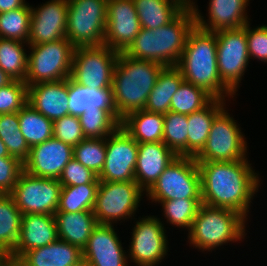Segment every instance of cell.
I'll list each match as a JSON object with an SVG mask.
<instances>
[{
  "mask_svg": "<svg viewBox=\"0 0 267 266\" xmlns=\"http://www.w3.org/2000/svg\"><path fill=\"white\" fill-rule=\"evenodd\" d=\"M195 25L193 9L187 6L165 26L154 30L141 27L135 40L124 53L134 59L150 60L163 66H177L189 32Z\"/></svg>",
  "mask_w": 267,
  "mask_h": 266,
  "instance_id": "cell-3",
  "label": "cell"
},
{
  "mask_svg": "<svg viewBox=\"0 0 267 266\" xmlns=\"http://www.w3.org/2000/svg\"><path fill=\"white\" fill-rule=\"evenodd\" d=\"M213 99L202 88L183 81L171 99L170 111L183 115L192 114L207 106Z\"/></svg>",
  "mask_w": 267,
  "mask_h": 266,
  "instance_id": "cell-36",
  "label": "cell"
},
{
  "mask_svg": "<svg viewBox=\"0 0 267 266\" xmlns=\"http://www.w3.org/2000/svg\"><path fill=\"white\" fill-rule=\"evenodd\" d=\"M184 2L187 6H191L193 4V0H181Z\"/></svg>",
  "mask_w": 267,
  "mask_h": 266,
  "instance_id": "cell-53",
  "label": "cell"
},
{
  "mask_svg": "<svg viewBox=\"0 0 267 266\" xmlns=\"http://www.w3.org/2000/svg\"><path fill=\"white\" fill-rule=\"evenodd\" d=\"M250 0H209L208 17L205 20L198 5H191L195 14L196 26L200 29L217 32L225 29L244 27L248 22L246 7Z\"/></svg>",
  "mask_w": 267,
  "mask_h": 266,
  "instance_id": "cell-20",
  "label": "cell"
},
{
  "mask_svg": "<svg viewBox=\"0 0 267 266\" xmlns=\"http://www.w3.org/2000/svg\"><path fill=\"white\" fill-rule=\"evenodd\" d=\"M176 157L163 142L138 144L135 182L147 192Z\"/></svg>",
  "mask_w": 267,
  "mask_h": 266,
  "instance_id": "cell-23",
  "label": "cell"
},
{
  "mask_svg": "<svg viewBox=\"0 0 267 266\" xmlns=\"http://www.w3.org/2000/svg\"><path fill=\"white\" fill-rule=\"evenodd\" d=\"M250 24V21L246 24L249 59L254 58L267 63V25L252 28Z\"/></svg>",
  "mask_w": 267,
  "mask_h": 266,
  "instance_id": "cell-46",
  "label": "cell"
},
{
  "mask_svg": "<svg viewBox=\"0 0 267 266\" xmlns=\"http://www.w3.org/2000/svg\"><path fill=\"white\" fill-rule=\"evenodd\" d=\"M99 183L62 186L56 212L93 211Z\"/></svg>",
  "mask_w": 267,
  "mask_h": 266,
  "instance_id": "cell-35",
  "label": "cell"
},
{
  "mask_svg": "<svg viewBox=\"0 0 267 266\" xmlns=\"http://www.w3.org/2000/svg\"><path fill=\"white\" fill-rule=\"evenodd\" d=\"M246 221L234 210L201 204L187 238L193 248L212 252L223 244L245 239Z\"/></svg>",
  "mask_w": 267,
  "mask_h": 266,
  "instance_id": "cell-5",
  "label": "cell"
},
{
  "mask_svg": "<svg viewBox=\"0 0 267 266\" xmlns=\"http://www.w3.org/2000/svg\"><path fill=\"white\" fill-rule=\"evenodd\" d=\"M53 137L72 147L84 140L79 116L68 114L53 121Z\"/></svg>",
  "mask_w": 267,
  "mask_h": 266,
  "instance_id": "cell-43",
  "label": "cell"
},
{
  "mask_svg": "<svg viewBox=\"0 0 267 266\" xmlns=\"http://www.w3.org/2000/svg\"><path fill=\"white\" fill-rule=\"evenodd\" d=\"M28 103V86L24 81L12 80L0 87V114L19 112Z\"/></svg>",
  "mask_w": 267,
  "mask_h": 266,
  "instance_id": "cell-42",
  "label": "cell"
},
{
  "mask_svg": "<svg viewBox=\"0 0 267 266\" xmlns=\"http://www.w3.org/2000/svg\"><path fill=\"white\" fill-rule=\"evenodd\" d=\"M62 186H78L86 183H100L98 175L82 165L74 157L64 167L58 179Z\"/></svg>",
  "mask_w": 267,
  "mask_h": 266,
  "instance_id": "cell-44",
  "label": "cell"
},
{
  "mask_svg": "<svg viewBox=\"0 0 267 266\" xmlns=\"http://www.w3.org/2000/svg\"><path fill=\"white\" fill-rule=\"evenodd\" d=\"M61 189L58 179L33 176L23 170L10 195L22 214L54 215Z\"/></svg>",
  "mask_w": 267,
  "mask_h": 266,
  "instance_id": "cell-12",
  "label": "cell"
},
{
  "mask_svg": "<svg viewBox=\"0 0 267 266\" xmlns=\"http://www.w3.org/2000/svg\"><path fill=\"white\" fill-rule=\"evenodd\" d=\"M8 156H10V155H9L8 150H7V147L0 139V157H8Z\"/></svg>",
  "mask_w": 267,
  "mask_h": 266,
  "instance_id": "cell-49",
  "label": "cell"
},
{
  "mask_svg": "<svg viewBox=\"0 0 267 266\" xmlns=\"http://www.w3.org/2000/svg\"><path fill=\"white\" fill-rule=\"evenodd\" d=\"M68 105L70 114L75 116H80L91 107L116 110L112 88L90 89L76 84L71 78H69Z\"/></svg>",
  "mask_w": 267,
  "mask_h": 266,
  "instance_id": "cell-30",
  "label": "cell"
},
{
  "mask_svg": "<svg viewBox=\"0 0 267 266\" xmlns=\"http://www.w3.org/2000/svg\"><path fill=\"white\" fill-rule=\"evenodd\" d=\"M1 266H20L18 260L9 258L3 265Z\"/></svg>",
  "mask_w": 267,
  "mask_h": 266,
  "instance_id": "cell-51",
  "label": "cell"
},
{
  "mask_svg": "<svg viewBox=\"0 0 267 266\" xmlns=\"http://www.w3.org/2000/svg\"><path fill=\"white\" fill-rule=\"evenodd\" d=\"M120 126L138 143L163 142V114L144 109L127 114Z\"/></svg>",
  "mask_w": 267,
  "mask_h": 266,
  "instance_id": "cell-27",
  "label": "cell"
},
{
  "mask_svg": "<svg viewBox=\"0 0 267 266\" xmlns=\"http://www.w3.org/2000/svg\"><path fill=\"white\" fill-rule=\"evenodd\" d=\"M83 260L82 250L63 240L26 251L19 259L20 266H73Z\"/></svg>",
  "mask_w": 267,
  "mask_h": 266,
  "instance_id": "cell-24",
  "label": "cell"
},
{
  "mask_svg": "<svg viewBox=\"0 0 267 266\" xmlns=\"http://www.w3.org/2000/svg\"><path fill=\"white\" fill-rule=\"evenodd\" d=\"M58 239L54 215L22 214L19 239L9 258L18 260L26 251L49 245Z\"/></svg>",
  "mask_w": 267,
  "mask_h": 266,
  "instance_id": "cell-21",
  "label": "cell"
},
{
  "mask_svg": "<svg viewBox=\"0 0 267 266\" xmlns=\"http://www.w3.org/2000/svg\"><path fill=\"white\" fill-rule=\"evenodd\" d=\"M138 143L119 126L106 137V159L100 181H135Z\"/></svg>",
  "mask_w": 267,
  "mask_h": 266,
  "instance_id": "cell-15",
  "label": "cell"
},
{
  "mask_svg": "<svg viewBox=\"0 0 267 266\" xmlns=\"http://www.w3.org/2000/svg\"><path fill=\"white\" fill-rule=\"evenodd\" d=\"M22 213L10 194L0 195V248L8 255L20 235Z\"/></svg>",
  "mask_w": 267,
  "mask_h": 266,
  "instance_id": "cell-31",
  "label": "cell"
},
{
  "mask_svg": "<svg viewBox=\"0 0 267 266\" xmlns=\"http://www.w3.org/2000/svg\"><path fill=\"white\" fill-rule=\"evenodd\" d=\"M128 258L136 266H156L168 251V237L164 222L156 216H145L136 221L132 230Z\"/></svg>",
  "mask_w": 267,
  "mask_h": 266,
  "instance_id": "cell-14",
  "label": "cell"
},
{
  "mask_svg": "<svg viewBox=\"0 0 267 266\" xmlns=\"http://www.w3.org/2000/svg\"><path fill=\"white\" fill-rule=\"evenodd\" d=\"M160 204L167 223L189 231L202 199H172L162 201Z\"/></svg>",
  "mask_w": 267,
  "mask_h": 266,
  "instance_id": "cell-40",
  "label": "cell"
},
{
  "mask_svg": "<svg viewBox=\"0 0 267 266\" xmlns=\"http://www.w3.org/2000/svg\"><path fill=\"white\" fill-rule=\"evenodd\" d=\"M27 86L70 78L75 46L66 38L28 45Z\"/></svg>",
  "mask_w": 267,
  "mask_h": 266,
  "instance_id": "cell-6",
  "label": "cell"
},
{
  "mask_svg": "<svg viewBox=\"0 0 267 266\" xmlns=\"http://www.w3.org/2000/svg\"><path fill=\"white\" fill-rule=\"evenodd\" d=\"M20 131L31 148L53 137V121L28 103L18 112Z\"/></svg>",
  "mask_w": 267,
  "mask_h": 266,
  "instance_id": "cell-32",
  "label": "cell"
},
{
  "mask_svg": "<svg viewBox=\"0 0 267 266\" xmlns=\"http://www.w3.org/2000/svg\"><path fill=\"white\" fill-rule=\"evenodd\" d=\"M31 5L0 13V38L28 43Z\"/></svg>",
  "mask_w": 267,
  "mask_h": 266,
  "instance_id": "cell-39",
  "label": "cell"
},
{
  "mask_svg": "<svg viewBox=\"0 0 267 266\" xmlns=\"http://www.w3.org/2000/svg\"><path fill=\"white\" fill-rule=\"evenodd\" d=\"M86 138H106L121 124L116 110H102L91 107L79 116Z\"/></svg>",
  "mask_w": 267,
  "mask_h": 266,
  "instance_id": "cell-34",
  "label": "cell"
},
{
  "mask_svg": "<svg viewBox=\"0 0 267 266\" xmlns=\"http://www.w3.org/2000/svg\"><path fill=\"white\" fill-rule=\"evenodd\" d=\"M226 100L213 99L199 111L187 115V157H196L205 147L215 116L226 106Z\"/></svg>",
  "mask_w": 267,
  "mask_h": 266,
  "instance_id": "cell-26",
  "label": "cell"
},
{
  "mask_svg": "<svg viewBox=\"0 0 267 266\" xmlns=\"http://www.w3.org/2000/svg\"><path fill=\"white\" fill-rule=\"evenodd\" d=\"M163 117V143L167 145L177 156L187 157V115L169 111L164 114Z\"/></svg>",
  "mask_w": 267,
  "mask_h": 266,
  "instance_id": "cell-38",
  "label": "cell"
},
{
  "mask_svg": "<svg viewBox=\"0 0 267 266\" xmlns=\"http://www.w3.org/2000/svg\"><path fill=\"white\" fill-rule=\"evenodd\" d=\"M74 158L99 175L106 159V138H85L73 147Z\"/></svg>",
  "mask_w": 267,
  "mask_h": 266,
  "instance_id": "cell-41",
  "label": "cell"
},
{
  "mask_svg": "<svg viewBox=\"0 0 267 266\" xmlns=\"http://www.w3.org/2000/svg\"><path fill=\"white\" fill-rule=\"evenodd\" d=\"M68 0H50L39 7L31 6L28 45L66 38Z\"/></svg>",
  "mask_w": 267,
  "mask_h": 266,
  "instance_id": "cell-17",
  "label": "cell"
},
{
  "mask_svg": "<svg viewBox=\"0 0 267 266\" xmlns=\"http://www.w3.org/2000/svg\"><path fill=\"white\" fill-rule=\"evenodd\" d=\"M224 107L214 118L205 147L195 157L196 161H237L247 158V142Z\"/></svg>",
  "mask_w": 267,
  "mask_h": 266,
  "instance_id": "cell-11",
  "label": "cell"
},
{
  "mask_svg": "<svg viewBox=\"0 0 267 266\" xmlns=\"http://www.w3.org/2000/svg\"><path fill=\"white\" fill-rule=\"evenodd\" d=\"M27 5L25 0H0V13L15 10Z\"/></svg>",
  "mask_w": 267,
  "mask_h": 266,
  "instance_id": "cell-47",
  "label": "cell"
},
{
  "mask_svg": "<svg viewBox=\"0 0 267 266\" xmlns=\"http://www.w3.org/2000/svg\"><path fill=\"white\" fill-rule=\"evenodd\" d=\"M58 238L83 250L98 225L93 211L56 212Z\"/></svg>",
  "mask_w": 267,
  "mask_h": 266,
  "instance_id": "cell-25",
  "label": "cell"
},
{
  "mask_svg": "<svg viewBox=\"0 0 267 266\" xmlns=\"http://www.w3.org/2000/svg\"><path fill=\"white\" fill-rule=\"evenodd\" d=\"M68 96L69 78L28 86V104L52 121L70 114Z\"/></svg>",
  "mask_w": 267,
  "mask_h": 266,
  "instance_id": "cell-22",
  "label": "cell"
},
{
  "mask_svg": "<svg viewBox=\"0 0 267 266\" xmlns=\"http://www.w3.org/2000/svg\"><path fill=\"white\" fill-rule=\"evenodd\" d=\"M201 176L202 204L234 210L246 219L260 186L259 173L248 158L237 161H196Z\"/></svg>",
  "mask_w": 267,
  "mask_h": 266,
  "instance_id": "cell-1",
  "label": "cell"
},
{
  "mask_svg": "<svg viewBox=\"0 0 267 266\" xmlns=\"http://www.w3.org/2000/svg\"><path fill=\"white\" fill-rule=\"evenodd\" d=\"M118 55L117 50L105 44L75 47L70 78L90 89L111 88Z\"/></svg>",
  "mask_w": 267,
  "mask_h": 266,
  "instance_id": "cell-10",
  "label": "cell"
},
{
  "mask_svg": "<svg viewBox=\"0 0 267 266\" xmlns=\"http://www.w3.org/2000/svg\"><path fill=\"white\" fill-rule=\"evenodd\" d=\"M108 0H68L66 39L75 47L104 44Z\"/></svg>",
  "mask_w": 267,
  "mask_h": 266,
  "instance_id": "cell-8",
  "label": "cell"
},
{
  "mask_svg": "<svg viewBox=\"0 0 267 266\" xmlns=\"http://www.w3.org/2000/svg\"><path fill=\"white\" fill-rule=\"evenodd\" d=\"M146 192L135 181H100L93 213L98 224L114 225L134 217Z\"/></svg>",
  "mask_w": 267,
  "mask_h": 266,
  "instance_id": "cell-9",
  "label": "cell"
},
{
  "mask_svg": "<svg viewBox=\"0 0 267 266\" xmlns=\"http://www.w3.org/2000/svg\"><path fill=\"white\" fill-rule=\"evenodd\" d=\"M140 26L157 29L173 21L187 5L181 0H133Z\"/></svg>",
  "mask_w": 267,
  "mask_h": 266,
  "instance_id": "cell-28",
  "label": "cell"
},
{
  "mask_svg": "<svg viewBox=\"0 0 267 266\" xmlns=\"http://www.w3.org/2000/svg\"><path fill=\"white\" fill-rule=\"evenodd\" d=\"M73 266H89L88 263L85 260L80 261L79 263H77L76 265Z\"/></svg>",
  "mask_w": 267,
  "mask_h": 266,
  "instance_id": "cell-52",
  "label": "cell"
},
{
  "mask_svg": "<svg viewBox=\"0 0 267 266\" xmlns=\"http://www.w3.org/2000/svg\"><path fill=\"white\" fill-rule=\"evenodd\" d=\"M177 67L184 81L202 88L214 99L233 98L234 94L220 79L217 65L216 32L196 25L189 32Z\"/></svg>",
  "mask_w": 267,
  "mask_h": 266,
  "instance_id": "cell-2",
  "label": "cell"
},
{
  "mask_svg": "<svg viewBox=\"0 0 267 266\" xmlns=\"http://www.w3.org/2000/svg\"><path fill=\"white\" fill-rule=\"evenodd\" d=\"M154 203L201 199V176L194 157L177 156L145 194Z\"/></svg>",
  "mask_w": 267,
  "mask_h": 266,
  "instance_id": "cell-7",
  "label": "cell"
},
{
  "mask_svg": "<svg viewBox=\"0 0 267 266\" xmlns=\"http://www.w3.org/2000/svg\"><path fill=\"white\" fill-rule=\"evenodd\" d=\"M141 29L133 0H108L104 44L124 52Z\"/></svg>",
  "mask_w": 267,
  "mask_h": 266,
  "instance_id": "cell-16",
  "label": "cell"
},
{
  "mask_svg": "<svg viewBox=\"0 0 267 266\" xmlns=\"http://www.w3.org/2000/svg\"><path fill=\"white\" fill-rule=\"evenodd\" d=\"M12 79L0 68V87L6 86Z\"/></svg>",
  "mask_w": 267,
  "mask_h": 266,
  "instance_id": "cell-48",
  "label": "cell"
},
{
  "mask_svg": "<svg viewBox=\"0 0 267 266\" xmlns=\"http://www.w3.org/2000/svg\"><path fill=\"white\" fill-rule=\"evenodd\" d=\"M73 156L71 145L51 137L30 148L28 159L23 163L24 171L37 177L59 179Z\"/></svg>",
  "mask_w": 267,
  "mask_h": 266,
  "instance_id": "cell-18",
  "label": "cell"
},
{
  "mask_svg": "<svg viewBox=\"0 0 267 266\" xmlns=\"http://www.w3.org/2000/svg\"><path fill=\"white\" fill-rule=\"evenodd\" d=\"M217 65L221 81L235 94L249 65L246 25L216 32Z\"/></svg>",
  "mask_w": 267,
  "mask_h": 266,
  "instance_id": "cell-13",
  "label": "cell"
},
{
  "mask_svg": "<svg viewBox=\"0 0 267 266\" xmlns=\"http://www.w3.org/2000/svg\"><path fill=\"white\" fill-rule=\"evenodd\" d=\"M164 67L158 62L134 59L119 52L111 88L116 112L121 119L130 112L145 108Z\"/></svg>",
  "mask_w": 267,
  "mask_h": 266,
  "instance_id": "cell-4",
  "label": "cell"
},
{
  "mask_svg": "<svg viewBox=\"0 0 267 266\" xmlns=\"http://www.w3.org/2000/svg\"><path fill=\"white\" fill-rule=\"evenodd\" d=\"M114 225L98 224L92 231L83 260L89 266H129L127 252L122 247Z\"/></svg>",
  "mask_w": 267,
  "mask_h": 266,
  "instance_id": "cell-19",
  "label": "cell"
},
{
  "mask_svg": "<svg viewBox=\"0 0 267 266\" xmlns=\"http://www.w3.org/2000/svg\"><path fill=\"white\" fill-rule=\"evenodd\" d=\"M184 81L177 66H165L150 92L144 110L166 114L170 111V103L174 93Z\"/></svg>",
  "mask_w": 267,
  "mask_h": 266,
  "instance_id": "cell-29",
  "label": "cell"
},
{
  "mask_svg": "<svg viewBox=\"0 0 267 266\" xmlns=\"http://www.w3.org/2000/svg\"><path fill=\"white\" fill-rule=\"evenodd\" d=\"M19 128L18 112L0 114V139L9 155L24 163L28 159L30 147Z\"/></svg>",
  "mask_w": 267,
  "mask_h": 266,
  "instance_id": "cell-37",
  "label": "cell"
},
{
  "mask_svg": "<svg viewBox=\"0 0 267 266\" xmlns=\"http://www.w3.org/2000/svg\"><path fill=\"white\" fill-rule=\"evenodd\" d=\"M23 170V162L18 158L0 157V195L12 193Z\"/></svg>",
  "mask_w": 267,
  "mask_h": 266,
  "instance_id": "cell-45",
  "label": "cell"
},
{
  "mask_svg": "<svg viewBox=\"0 0 267 266\" xmlns=\"http://www.w3.org/2000/svg\"><path fill=\"white\" fill-rule=\"evenodd\" d=\"M9 259V255L0 248V266Z\"/></svg>",
  "mask_w": 267,
  "mask_h": 266,
  "instance_id": "cell-50",
  "label": "cell"
},
{
  "mask_svg": "<svg viewBox=\"0 0 267 266\" xmlns=\"http://www.w3.org/2000/svg\"><path fill=\"white\" fill-rule=\"evenodd\" d=\"M28 43L0 38V68L12 79L24 81L27 77L28 55L24 48Z\"/></svg>",
  "mask_w": 267,
  "mask_h": 266,
  "instance_id": "cell-33",
  "label": "cell"
}]
</instances>
